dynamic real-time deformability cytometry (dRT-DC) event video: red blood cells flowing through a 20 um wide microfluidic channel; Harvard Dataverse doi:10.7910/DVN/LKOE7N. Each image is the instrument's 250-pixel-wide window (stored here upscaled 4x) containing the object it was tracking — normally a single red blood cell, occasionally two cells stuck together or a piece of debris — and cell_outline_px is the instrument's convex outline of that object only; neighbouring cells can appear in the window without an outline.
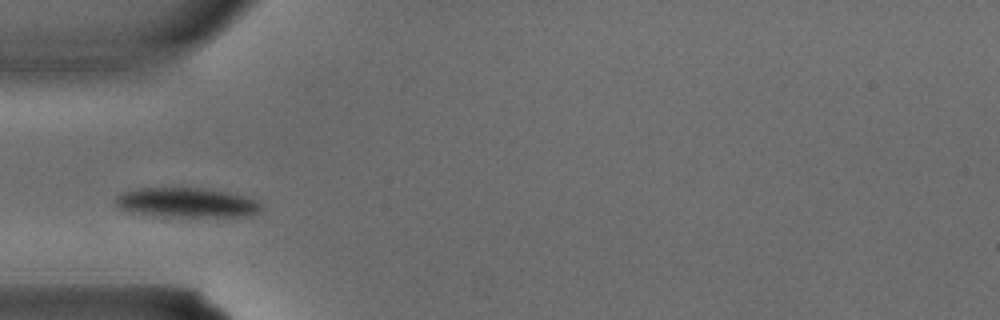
{"species": "common noctule bat (a hibernating species)", "species_latin": "Nyctalus noctula", "temperature_condition": "warm", "stored_images_in_passage": 1, "camera_frame_rate_fps": 3000, "um_per_image_px": 0.085, "animal": {"sex": "male", "body_mass_g": 15.6}, "frame": {"image": 1, "passage_image": 1, "time_ms": 0.0, "image_size_px": [1000, 320], "cell_outline_px": [[260, 208], [256, 212], [244, 216], [152, 216], [116, 208], [112, 200], [120, 192], [136, 188], [204, 188], [252, 196], [260, 204]], "centroid_in_image_um": [15.78, 17.2], "position_along_channel_um": 69.2, "area_um2": 25.43}}